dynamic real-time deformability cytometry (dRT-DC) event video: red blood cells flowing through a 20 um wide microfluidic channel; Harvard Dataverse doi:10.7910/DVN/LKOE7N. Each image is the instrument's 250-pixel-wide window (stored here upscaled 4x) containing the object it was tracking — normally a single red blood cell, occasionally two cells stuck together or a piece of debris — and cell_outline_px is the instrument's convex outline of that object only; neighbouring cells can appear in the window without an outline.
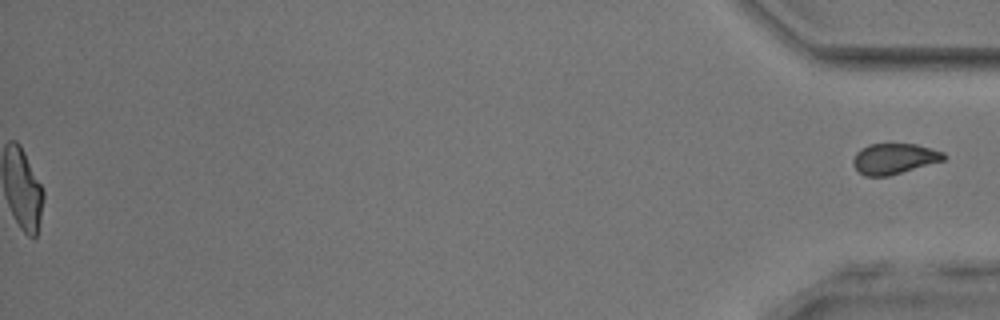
{"species": "common noctule bat (a hibernating species)", "species_latin": "Nyctalus noctula", "temperature_condition": "room temperature", "stored_images_in_passage": 54, "segment_of_instrument_passage": [2, 2], "camera_frame_rate_fps": 3000, "um_per_image_px": 0.085, "animal": {"sex": "male", "body_mass_g": 17.9, "forearm_length_mm": 54.2}, "frame": {"image": 1, "passage_image": 54, "time_ms": 17.667, "image_size_px": [1000, 320], "cell_outline_px": [[948, 156], [944, 160], [888, 176], [864, 176], [852, 164], [852, 160], [856, 152], [860, 148], [868, 144], [916, 144], [944, 152]], "centroid_in_image_um": [75.99, 13.48], "position_along_channel_um": 359.2, "area_um2": 16.18}}